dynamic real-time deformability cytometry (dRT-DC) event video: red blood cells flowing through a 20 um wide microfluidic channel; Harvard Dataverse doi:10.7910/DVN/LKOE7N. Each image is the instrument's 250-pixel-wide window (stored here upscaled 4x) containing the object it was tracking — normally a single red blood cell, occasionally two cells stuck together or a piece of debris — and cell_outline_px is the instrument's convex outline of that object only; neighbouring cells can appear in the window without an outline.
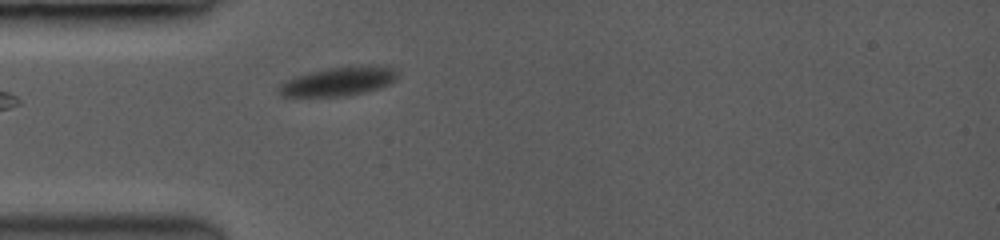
{"species": "common noctule bat (a hibernating species)", "species_latin": "Nyctalus noctula", "temperature_condition": "room temperature", "stored_images_in_passage": 6, "camera_frame_rate_fps": 3500, "um_per_image_px": 0.085, "animal": {"sex": "female", "body_mass_g": 19.0, "forearm_length_mm": 53.3}, "frame": {"image": 1, "passage_image": 1, "time_ms": 0.0, "image_size_px": [1000, 240], "cell_outline_px": [[396, 76], [392, 80], [376, 88], [344, 96], [284, 96], [280, 92], [280, 88], [288, 80], [312, 72], [328, 68], [388, 68], [396, 72]], "centroid_in_image_um": [28.67, 6.96], "position_along_channel_um": 56.3, "area_um2": 17.92}}